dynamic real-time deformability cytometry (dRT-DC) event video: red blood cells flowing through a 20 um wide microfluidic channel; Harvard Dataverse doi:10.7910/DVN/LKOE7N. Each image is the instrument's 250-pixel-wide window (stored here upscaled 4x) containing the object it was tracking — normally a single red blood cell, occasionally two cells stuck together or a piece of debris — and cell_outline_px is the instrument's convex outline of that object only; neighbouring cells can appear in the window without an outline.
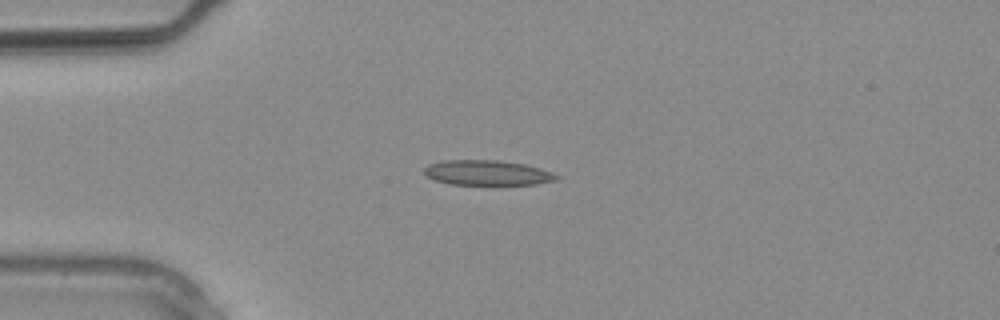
{"species": "common noctule bat (a hibernating species)", "species_latin": "Nyctalus noctula", "temperature_condition": "warm", "stored_images_in_passage": 11, "camera_frame_rate_fps": 3000, "um_per_image_px": 0.085, "animal": {"sex": "male", "body_mass_g": 20.4}, "frame": {"image": 1, "passage_image": 1, "time_ms": 0.0, "image_size_px": [1000, 320], "cell_outline_px": [[560, 180], [536, 184], [448, 184], [436, 180], [428, 176], [424, 172], [424, 168], [428, 164], [440, 160], [500, 160], [524, 164], [540, 168], [552, 172], [560, 176]], "centroid_in_image_um": [41.44, 14.68], "position_along_channel_um": 43.6, "area_um2": 19.36}}
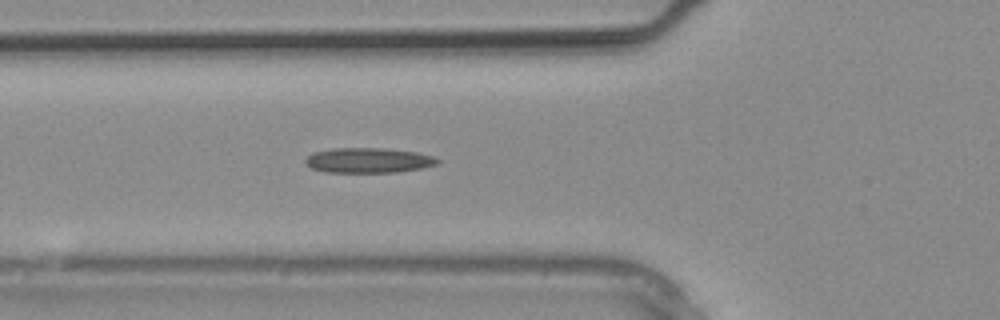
{"frame": {"image": 2, "passage_image": 4, "time_ms": 1.0, "image_size_px": [1000, 320], "cell_outline_px": [[440, 164], [400, 172], [324, 172], [312, 168], [304, 164], [304, 160], [312, 152], [332, 148], [384, 148], [416, 152], [432, 156], [440, 160]], "centroid_in_image_um": [31.29, 13.63], "position_along_channel_um": 94.5, "area_um2": 19.42}}